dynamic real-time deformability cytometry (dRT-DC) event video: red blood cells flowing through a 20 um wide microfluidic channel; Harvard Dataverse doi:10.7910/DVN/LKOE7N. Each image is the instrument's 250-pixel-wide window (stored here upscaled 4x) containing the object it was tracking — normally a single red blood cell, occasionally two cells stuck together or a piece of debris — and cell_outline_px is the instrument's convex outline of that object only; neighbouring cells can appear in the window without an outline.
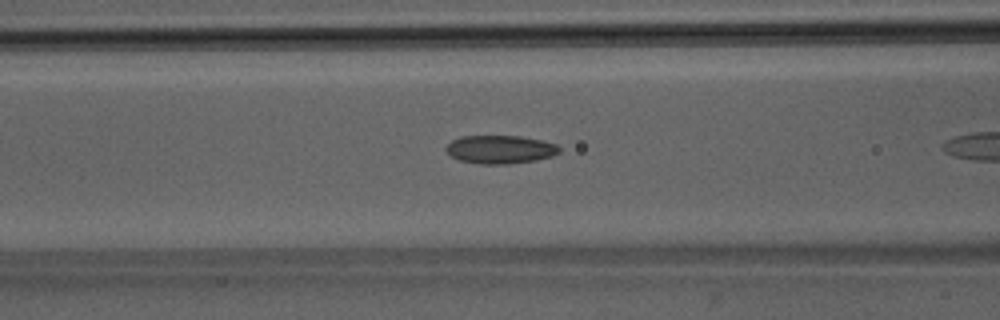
{"species": "Egyptian fruit bat (a non-hibernating species)", "species_latin": "Rousettus aegyptiacus", "temperature_condition": "room temperature", "stored_images_in_passage": 9, "camera_frame_rate_fps": 3000, "um_per_image_px": 0.085, "animal": {"sex": "male"}, "frame": {"image": 1, "passage_image": 7, "time_ms": 2.0, "image_size_px": [1000, 320], "cell_outline_px": [[560, 152], [552, 156], [536, 160], [508, 164], [480, 164], [460, 160], [452, 156], [444, 148], [452, 140], [460, 136], [520, 136], [540, 140], [556, 144], [560, 148]], "centroid_in_image_um": [42.51, 12.7], "position_along_channel_um": 124.1, "area_um2": 18.61}}